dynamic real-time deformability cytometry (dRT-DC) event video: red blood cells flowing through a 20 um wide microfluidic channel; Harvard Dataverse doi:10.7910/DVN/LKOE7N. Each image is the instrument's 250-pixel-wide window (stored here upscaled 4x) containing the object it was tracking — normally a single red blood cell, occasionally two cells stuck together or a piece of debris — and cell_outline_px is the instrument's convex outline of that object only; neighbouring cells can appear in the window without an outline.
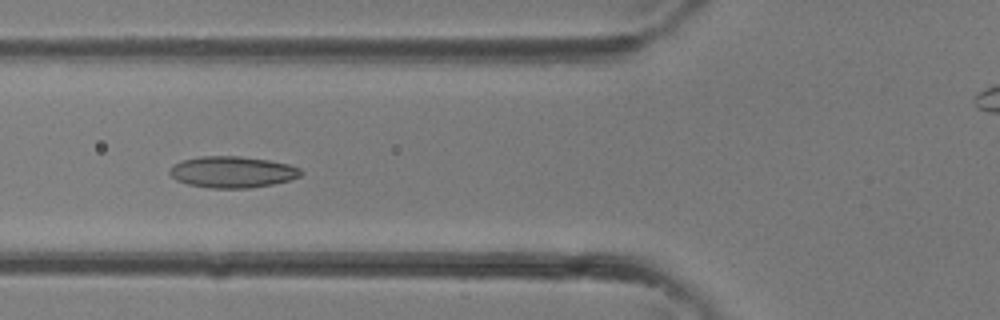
{"species": "common noctule bat (a hibernating species)", "species_latin": "Nyctalus noctula", "temperature_condition": "room temperature", "stored_images_in_passage": 37, "camera_frame_rate_fps": 3000, "um_per_image_px": 0.085, "animal": {"sex": "female"}, "frame": {"image": 1, "passage_image": 13, "time_ms": 4.0, "image_size_px": [1000, 320], "cell_outline_px": [[304, 172], [300, 176], [288, 180], [272, 184], [248, 188], [208, 188], [188, 184], [176, 180], [168, 172], [176, 164], [184, 160], [200, 156], [240, 156], [268, 160], [288, 164], [300, 168]], "centroid_in_image_um": [19.77, 14.62], "position_along_channel_um": 106.0, "area_um2": 23.81}}
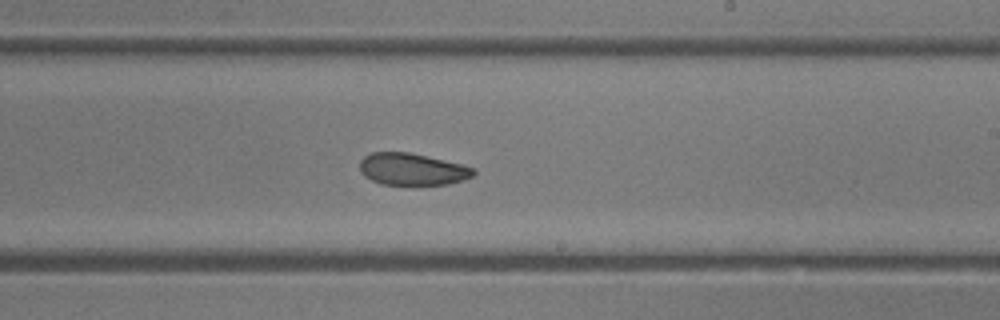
{"frame": {"image": 2, "passage_image": 21, "time_ms": 6.667, "image_size_px": [1000, 320], "cell_outline_px": [[476, 172], [472, 176], [464, 180], [448, 184], [416, 188], [380, 184], [364, 176], [360, 172], [360, 160], [364, 156], [372, 152], [408, 152], [464, 164], [472, 168]], "centroid_in_image_um": [35.04, 14.44], "position_along_channel_um": 254.0, "area_um2": 22.14}}
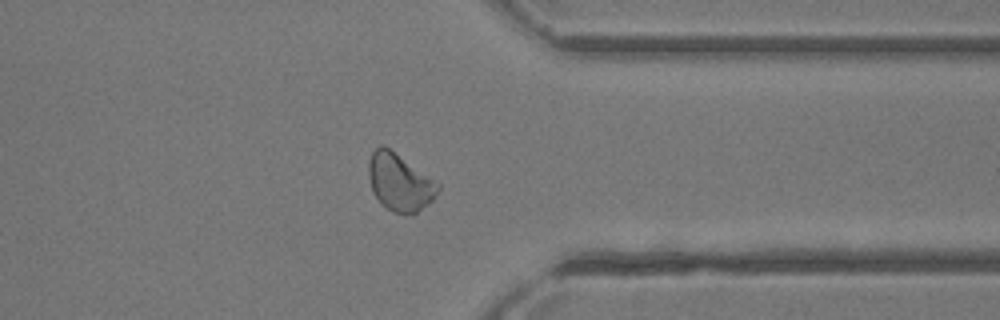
{"frame": {"image": 3, "passage_image": 28, "time_ms": 9.0, "image_size_px": [1000, 320], "cell_outline_px": [[440, 188], [436, 196], [432, 200], [416, 212], [404, 216], [392, 212], [380, 204], [372, 192], [368, 176], [368, 164], [372, 152], [380, 144], [384, 144], [440, 184]], "centroid_in_image_um": [33.94, 15.51], "position_along_channel_um": 377.5, "area_um2": 23.35}}